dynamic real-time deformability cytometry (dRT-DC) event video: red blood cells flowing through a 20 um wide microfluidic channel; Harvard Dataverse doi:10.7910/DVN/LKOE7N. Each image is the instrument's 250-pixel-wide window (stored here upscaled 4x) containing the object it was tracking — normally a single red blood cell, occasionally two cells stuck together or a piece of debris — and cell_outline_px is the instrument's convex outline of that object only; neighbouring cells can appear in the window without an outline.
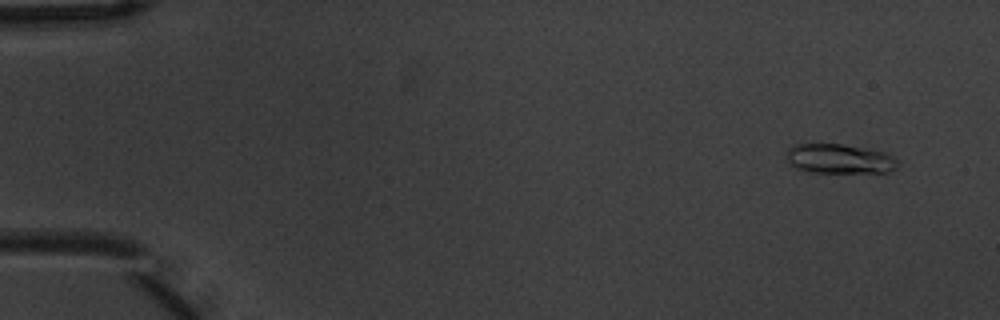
{"species": "common noctule bat (a hibernating species)", "species_latin": "Nyctalus noctula", "temperature_condition": "warm", "stored_images_in_passage": 5, "camera_frame_rate_fps": 3000, "um_per_image_px": 0.085, "animal": {"sex": "male", "body_mass_g": 20.1, "forearm_length_mm": 53.5}, "frame": {"image": 1, "passage_image": 1, "time_ms": 0.0, "image_size_px": [1000, 320], "cell_outline_px": [[896, 168], [888, 172], [804, 172], [796, 168], [788, 160], [788, 148], [792, 144], [840, 144], [864, 148], [884, 152], [892, 156], [896, 160]], "centroid_in_image_um": [71.32, 13.5], "position_along_channel_um": 13.7, "area_um2": 18.9}}